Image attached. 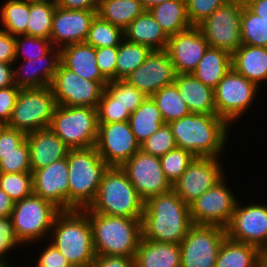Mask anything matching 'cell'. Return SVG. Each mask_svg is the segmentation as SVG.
Returning a JSON list of instances; mask_svg holds the SVG:
<instances>
[{
  "label": "cell",
  "instance_id": "obj_1",
  "mask_svg": "<svg viewBox=\"0 0 267 267\" xmlns=\"http://www.w3.org/2000/svg\"><path fill=\"white\" fill-rule=\"evenodd\" d=\"M192 225L189 205L173 190L144 202L141 219L144 239L180 244Z\"/></svg>",
  "mask_w": 267,
  "mask_h": 267
},
{
  "label": "cell",
  "instance_id": "obj_2",
  "mask_svg": "<svg viewBox=\"0 0 267 267\" xmlns=\"http://www.w3.org/2000/svg\"><path fill=\"white\" fill-rule=\"evenodd\" d=\"M169 126L177 147L194 156L217 158L226 143L228 123L216 114L190 113Z\"/></svg>",
  "mask_w": 267,
  "mask_h": 267
},
{
  "label": "cell",
  "instance_id": "obj_3",
  "mask_svg": "<svg viewBox=\"0 0 267 267\" xmlns=\"http://www.w3.org/2000/svg\"><path fill=\"white\" fill-rule=\"evenodd\" d=\"M96 255L135 257L142 237L141 219L85 212Z\"/></svg>",
  "mask_w": 267,
  "mask_h": 267
},
{
  "label": "cell",
  "instance_id": "obj_4",
  "mask_svg": "<svg viewBox=\"0 0 267 267\" xmlns=\"http://www.w3.org/2000/svg\"><path fill=\"white\" fill-rule=\"evenodd\" d=\"M52 245L71 266L91 267L96 257L89 216L83 210L61 211L52 226Z\"/></svg>",
  "mask_w": 267,
  "mask_h": 267
},
{
  "label": "cell",
  "instance_id": "obj_5",
  "mask_svg": "<svg viewBox=\"0 0 267 267\" xmlns=\"http://www.w3.org/2000/svg\"><path fill=\"white\" fill-rule=\"evenodd\" d=\"M67 157L69 211L88 208L94 201L104 172L108 169L95 146L70 149Z\"/></svg>",
  "mask_w": 267,
  "mask_h": 267
},
{
  "label": "cell",
  "instance_id": "obj_6",
  "mask_svg": "<svg viewBox=\"0 0 267 267\" xmlns=\"http://www.w3.org/2000/svg\"><path fill=\"white\" fill-rule=\"evenodd\" d=\"M83 211L109 216L142 218L144 201L121 167H108L103 174L94 201Z\"/></svg>",
  "mask_w": 267,
  "mask_h": 267
},
{
  "label": "cell",
  "instance_id": "obj_7",
  "mask_svg": "<svg viewBox=\"0 0 267 267\" xmlns=\"http://www.w3.org/2000/svg\"><path fill=\"white\" fill-rule=\"evenodd\" d=\"M49 128L70 149L95 146L98 136L97 108L57 105Z\"/></svg>",
  "mask_w": 267,
  "mask_h": 267
},
{
  "label": "cell",
  "instance_id": "obj_8",
  "mask_svg": "<svg viewBox=\"0 0 267 267\" xmlns=\"http://www.w3.org/2000/svg\"><path fill=\"white\" fill-rule=\"evenodd\" d=\"M56 106L50 86L21 89L6 126L26 134L49 128Z\"/></svg>",
  "mask_w": 267,
  "mask_h": 267
},
{
  "label": "cell",
  "instance_id": "obj_9",
  "mask_svg": "<svg viewBox=\"0 0 267 267\" xmlns=\"http://www.w3.org/2000/svg\"><path fill=\"white\" fill-rule=\"evenodd\" d=\"M61 212L51 202L35 194L16 201L11 213L18 240L26 243L43 237L52 229L56 216Z\"/></svg>",
  "mask_w": 267,
  "mask_h": 267
},
{
  "label": "cell",
  "instance_id": "obj_10",
  "mask_svg": "<svg viewBox=\"0 0 267 267\" xmlns=\"http://www.w3.org/2000/svg\"><path fill=\"white\" fill-rule=\"evenodd\" d=\"M226 229L193 224L181 241V267H215Z\"/></svg>",
  "mask_w": 267,
  "mask_h": 267
},
{
  "label": "cell",
  "instance_id": "obj_11",
  "mask_svg": "<svg viewBox=\"0 0 267 267\" xmlns=\"http://www.w3.org/2000/svg\"><path fill=\"white\" fill-rule=\"evenodd\" d=\"M243 4L229 0L198 25L208 45L233 53L241 44Z\"/></svg>",
  "mask_w": 267,
  "mask_h": 267
},
{
  "label": "cell",
  "instance_id": "obj_12",
  "mask_svg": "<svg viewBox=\"0 0 267 267\" xmlns=\"http://www.w3.org/2000/svg\"><path fill=\"white\" fill-rule=\"evenodd\" d=\"M108 81H91L59 63L50 85L57 105L97 108Z\"/></svg>",
  "mask_w": 267,
  "mask_h": 267
},
{
  "label": "cell",
  "instance_id": "obj_13",
  "mask_svg": "<svg viewBox=\"0 0 267 267\" xmlns=\"http://www.w3.org/2000/svg\"><path fill=\"white\" fill-rule=\"evenodd\" d=\"M257 88L256 84L231 68L214 88L216 115L228 124L237 120L250 106Z\"/></svg>",
  "mask_w": 267,
  "mask_h": 267
},
{
  "label": "cell",
  "instance_id": "obj_14",
  "mask_svg": "<svg viewBox=\"0 0 267 267\" xmlns=\"http://www.w3.org/2000/svg\"><path fill=\"white\" fill-rule=\"evenodd\" d=\"M121 169L144 202L172 190V185L162 169L160 157L139 150L121 166Z\"/></svg>",
  "mask_w": 267,
  "mask_h": 267
},
{
  "label": "cell",
  "instance_id": "obj_15",
  "mask_svg": "<svg viewBox=\"0 0 267 267\" xmlns=\"http://www.w3.org/2000/svg\"><path fill=\"white\" fill-rule=\"evenodd\" d=\"M95 147L109 167H121L140 150L128 121L98 123Z\"/></svg>",
  "mask_w": 267,
  "mask_h": 267
},
{
  "label": "cell",
  "instance_id": "obj_16",
  "mask_svg": "<svg viewBox=\"0 0 267 267\" xmlns=\"http://www.w3.org/2000/svg\"><path fill=\"white\" fill-rule=\"evenodd\" d=\"M235 199L222 179L189 205L192 223L226 228L237 204Z\"/></svg>",
  "mask_w": 267,
  "mask_h": 267
},
{
  "label": "cell",
  "instance_id": "obj_17",
  "mask_svg": "<svg viewBox=\"0 0 267 267\" xmlns=\"http://www.w3.org/2000/svg\"><path fill=\"white\" fill-rule=\"evenodd\" d=\"M222 175L217 158L195 156L182 176L172 185V190L190 205L220 182L224 178Z\"/></svg>",
  "mask_w": 267,
  "mask_h": 267
},
{
  "label": "cell",
  "instance_id": "obj_18",
  "mask_svg": "<svg viewBox=\"0 0 267 267\" xmlns=\"http://www.w3.org/2000/svg\"><path fill=\"white\" fill-rule=\"evenodd\" d=\"M225 229L226 236L232 240L251 244L259 249L267 247V206L252 204L240 208L237 202Z\"/></svg>",
  "mask_w": 267,
  "mask_h": 267
},
{
  "label": "cell",
  "instance_id": "obj_19",
  "mask_svg": "<svg viewBox=\"0 0 267 267\" xmlns=\"http://www.w3.org/2000/svg\"><path fill=\"white\" fill-rule=\"evenodd\" d=\"M175 70L166 50H152L144 63L124 80L151 97L163 86L174 83Z\"/></svg>",
  "mask_w": 267,
  "mask_h": 267
},
{
  "label": "cell",
  "instance_id": "obj_20",
  "mask_svg": "<svg viewBox=\"0 0 267 267\" xmlns=\"http://www.w3.org/2000/svg\"><path fill=\"white\" fill-rule=\"evenodd\" d=\"M33 194L54 204L61 211H69V179L67 157L34 170Z\"/></svg>",
  "mask_w": 267,
  "mask_h": 267
},
{
  "label": "cell",
  "instance_id": "obj_21",
  "mask_svg": "<svg viewBox=\"0 0 267 267\" xmlns=\"http://www.w3.org/2000/svg\"><path fill=\"white\" fill-rule=\"evenodd\" d=\"M209 47L206 38L198 26L190 28L170 36L166 51L173 63L176 74L192 73L204 52Z\"/></svg>",
  "mask_w": 267,
  "mask_h": 267
},
{
  "label": "cell",
  "instance_id": "obj_22",
  "mask_svg": "<svg viewBox=\"0 0 267 267\" xmlns=\"http://www.w3.org/2000/svg\"><path fill=\"white\" fill-rule=\"evenodd\" d=\"M97 10H69L56 6L50 41L60 46L84 43Z\"/></svg>",
  "mask_w": 267,
  "mask_h": 267
},
{
  "label": "cell",
  "instance_id": "obj_23",
  "mask_svg": "<svg viewBox=\"0 0 267 267\" xmlns=\"http://www.w3.org/2000/svg\"><path fill=\"white\" fill-rule=\"evenodd\" d=\"M26 141L30 149L32 172L66 158L70 150L50 128L28 133Z\"/></svg>",
  "mask_w": 267,
  "mask_h": 267
},
{
  "label": "cell",
  "instance_id": "obj_24",
  "mask_svg": "<svg viewBox=\"0 0 267 267\" xmlns=\"http://www.w3.org/2000/svg\"><path fill=\"white\" fill-rule=\"evenodd\" d=\"M174 83L191 113L216 114L214 89L196 79L192 73L176 74Z\"/></svg>",
  "mask_w": 267,
  "mask_h": 267
},
{
  "label": "cell",
  "instance_id": "obj_25",
  "mask_svg": "<svg viewBox=\"0 0 267 267\" xmlns=\"http://www.w3.org/2000/svg\"><path fill=\"white\" fill-rule=\"evenodd\" d=\"M60 63L87 80L107 81L97 66L96 48L85 42L61 47Z\"/></svg>",
  "mask_w": 267,
  "mask_h": 267
},
{
  "label": "cell",
  "instance_id": "obj_26",
  "mask_svg": "<svg viewBox=\"0 0 267 267\" xmlns=\"http://www.w3.org/2000/svg\"><path fill=\"white\" fill-rule=\"evenodd\" d=\"M134 260L135 267H181L180 245L141 237Z\"/></svg>",
  "mask_w": 267,
  "mask_h": 267
},
{
  "label": "cell",
  "instance_id": "obj_27",
  "mask_svg": "<svg viewBox=\"0 0 267 267\" xmlns=\"http://www.w3.org/2000/svg\"><path fill=\"white\" fill-rule=\"evenodd\" d=\"M232 68L259 86V82L267 79V47L241 44L232 53Z\"/></svg>",
  "mask_w": 267,
  "mask_h": 267
},
{
  "label": "cell",
  "instance_id": "obj_28",
  "mask_svg": "<svg viewBox=\"0 0 267 267\" xmlns=\"http://www.w3.org/2000/svg\"><path fill=\"white\" fill-rule=\"evenodd\" d=\"M124 40L141 44L151 50H166L169 37L149 11L136 17L124 30Z\"/></svg>",
  "mask_w": 267,
  "mask_h": 267
},
{
  "label": "cell",
  "instance_id": "obj_29",
  "mask_svg": "<svg viewBox=\"0 0 267 267\" xmlns=\"http://www.w3.org/2000/svg\"><path fill=\"white\" fill-rule=\"evenodd\" d=\"M51 51L52 50H50L44 56L37 58L36 60L32 59V60H26L25 61L26 64L27 63L28 64L24 65V66H26L27 68H30L33 65L35 66L36 63H38V67L40 66L41 68L35 67V68H33L34 70H31V71L29 70L27 72L25 69H23L25 67L22 65L21 68H22L23 74L21 73V70H19V69L18 70L16 69V71L14 70V84L21 89L40 88V87L50 86L52 83V80L54 78V75L57 71V67L60 63V49L58 48L56 50V52L53 53L52 57L49 60L48 56H49V53H51Z\"/></svg>",
  "mask_w": 267,
  "mask_h": 267
},
{
  "label": "cell",
  "instance_id": "obj_30",
  "mask_svg": "<svg viewBox=\"0 0 267 267\" xmlns=\"http://www.w3.org/2000/svg\"><path fill=\"white\" fill-rule=\"evenodd\" d=\"M231 68L232 54L209 46L192 74L206 86L214 89Z\"/></svg>",
  "mask_w": 267,
  "mask_h": 267
},
{
  "label": "cell",
  "instance_id": "obj_31",
  "mask_svg": "<svg viewBox=\"0 0 267 267\" xmlns=\"http://www.w3.org/2000/svg\"><path fill=\"white\" fill-rule=\"evenodd\" d=\"M148 11L168 37L192 26L187 15L186 0H168Z\"/></svg>",
  "mask_w": 267,
  "mask_h": 267
},
{
  "label": "cell",
  "instance_id": "obj_32",
  "mask_svg": "<svg viewBox=\"0 0 267 267\" xmlns=\"http://www.w3.org/2000/svg\"><path fill=\"white\" fill-rule=\"evenodd\" d=\"M129 125L136 140L141 144L165 124L161 112L152 97L143 103L129 116Z\"/></svg>",
  "mask_w": 267,
  "mask_h": 267
},
{
  "label": "cell",
  "instance_id": "obj_33",
  "mask_svg": "<svg viewBox=\"0 0 267 267\" xmlns=\"http://www.w3.org/2000/svg\"><path fill=\"white\" fill-rule=\"evenodd\" d=\"M259 248L225 237L215 267H258Z\"/></svg>",
  "mask_w": 267,
  "mask_h": 267
},
{
  "label": "cell",
  "instance_id": "obj_34",
  "mask_svg": "<svg viewBox=\"0 0 267 267\" xmlns=\"http://www.w3.org/2000/svg\"><path fill=\"white\" fill-rule=\"evenodd\" d=\"M144 11L140 0H100L97 15L125 30Z\"/></svg>",
  "mask_w": 267,
  "mask_h": 267
},
{
  "label": "cell",
  "instance_id": "obj_35",
  "mask_svg": "<svg viewBox=\"0 0 267 267\" xmlns=\"http://www.w3.org/2000/svg\"><path fill=\"white\" fill-rule=\"evenodd\" d=\"M56 6L55 0L29 1L27 35L50 39Z\"/></svg>",
  "mask_w": 267,
  "mask_h": 267
},
{
  "label": "cell",
  "instance_id": "obj_36",
  "mask_svg": "<svg viewBox=\"0 0 267 267\" xmlns=\"http://www.w3.org/2000/svg\"><path fill=\"white\" fill-rule=\"evenodd\" d=\"M151 97L161 112L165 123L169 124L191 113L186 102L180 97L175 83L163 86Z\"/></svg>",
  "mask_w": 267,
  "mask_h": 267
},
{
  "label": "cell",
  "instance_id": "obj_37",
  "mask_svg": "<svg viewBox=\"0 0 267 267\" xmlns=\"http://www.w3.org/2000/svg\"><path fill=\"white\" fill-rule=\"evenodd\" d=\"M152 50L141 44L125 40L118 46L116 59V80L125 79L130 73L141 66Z\"/></svg>",
  "mask_w": 267,
  "mask_h": 267
},
{
  "label": "cell",
  "instance_id": "obj_38",
  "mask_svg": "<svg viewBox=\"0 0 267 267\" xmlns=\"http://www.w3.org/2000/svg\"><path fill=\"white\" fill-rule=\"evenodd\" d=\"M1 18L7 33L13 36L27 35L29 1L8 0L1 9Z\"/></svg>",
  "mask_w": 267,
  "mask_h": 267
},
{
  "label": "cell",
  "instance_id": "obj_39",
  "mask_svg": "<svg viewBox=\"0 0 267 267\" xmlns=\"http://www.w3.org/2000/svg\"><path fill=\"white\" fill-rule=\"evenodd\" d=\"M121 38H125L122 28L102 20L96 15L90 24L85 43L94 48L119 46L123 41Z\"/></svg>",
  "mask_w": 267,
  "mask_h": 267
},
{
  "label": "cell",
  "instance_id": "obj_40",
  "mask_svg": "<svg viewBox=\"0 0 267 267\" xmlns=\"http://www.w3.org/2000/svg\"><path fill=\"white\" fill-rule=\"evenodd\" d=\"M241 41L244 45L267 47V21L245 5L241 15Z\"/></svg>",
  "mask_w": 267,
  "mask_h": 267
},
{
  "label": "cell",
  "instance_id": "obj_41",
  "mask_svg": "<svg viewBox=\"0 0 267 267\" xmlns=\"http://www.w3.org/2000/svg\"><path fill=\"white\" fill-rule=\"evenodd\" d=\"M0 188L13 201H20L33 194V173H2L0 172Z\"/></svg>",
  "mask_w": 267,
  "mask_h": 267
},
{
  "label": "cell",
  "instance_id": "obj_42",
  "mask_svg": "<svg viewBox=\"0 0 267 267\" xmlns=\"http://www.w3.org/2000/svg\"><path fill=\"white\" fill-rule=\"evenodd\" d=\"M105 89L130 113L148 97L124 79L109 81Z\"/></svg>",
  "mask_w": 267,
  "mask_h": 267
},
{
  "label": "cell",
  "instance_id": "obj_43",
  "mask_svg": "<svg viewBox=\"0 0 267 267\" xmlns=\"http://www.w3.org/2000/svg\"><path fill=\"white\" fill-rule=\"evenodd\" d=\"M194 158L190 151L178 147L160 157L162 169L171 185L182 176Z\"/></svg>",
  "mask_w": 267,
  "mask_h": 267
},
{
  "label": "cell",
  "instance_id": "obj_44",
  "mask_svg": "<svg viewBox=\"0 0 267 267\" xmlns=\"http://www.w3.org/2000/svg\"><path fill=\"white\" fill-rule=\"evenodd\" d=\"M177 148L175 138L168 123L140 144V150L146 154L161 157L170 150Z\"/></svg>",
  "mask_w": 267,
  "mask_h": 267
},
{
  "label": "cell",
  "instance_id": "obj_45",
  "mask_svg": "<svg viewBox=\"0 0 267 267\" xmlns=\"http://www.w3.org/2000/svg\"><path fill=\"white\" fill-rule=\"evenodd\" d=\"M130 115L131 113L104 88L97 106L98 123L128 121Z\"/></svg>",
  "mask_w": 267,
  "mask_h": 267
},
{
  "label": "cell",
  "instance_id": "obj_46",
  "mask_svg": "<svg viewBox=\"0 0 267 267\" xmlns=\"http://www.w3.org/2000/svg\"><path fill=\"white\" fill-rule=\"evenodd\" d=\"M0 172H32L30 167V149L26 140L16 148V152L0 155Z\"/></svg>",
  "mask_w": 267,
  "mask_h": 267
},
{
  "label": "cell",
  "instance_id": "obj_47",
  "mask_svg": "<svg viewBox=\"0 0 267 267\" xmlns=\"http://www.w3.org/2000/svg\"><path fill=\"white\" fill-rule=\"evenodd\" d=\"M20 36L23 37L21 38L19 37V35L18 37L15 36V58H16L15 61H17L18 57L20 56L19 54L22 53L25 54L24 57L25 60H32V59L36 60L37 58H40L45 54H47L54 47L52 46L50 39L47 38L34 37L29 35H20ZM28 44L33 47L32 49H34L29 54L25 53L26 51H28L27 49H25V47L28 49L31 48V46H29Z\"/></svg>",
  "mask_w": 267,
  "mask_h": 267
},
{
  "label": "cell",
  "instance_id": "obj_48",
  "mask_svg": "<svg viewBox=\"0 0 267 267\" xmlns=\"http://www.w3.org/2000/svg\"><path fill=\"white\" fill-rule=\"evenodd\" d=\"M229 0H186L187 15L192 26H198Z\"/></svg>",
  "mask_w": 267,
  "mask_h": 267
},
{
  "label": "cell",
  "instance_id": "obj_49",
  "mask_svg": "<svg viewBox=\"0 0 267 267\" xmlns=\"http://www.w3.org/2000/svg\"><path fill=\"white\" fill-rule=\"evenodd\" d=\"M118 46L96 48V61L102 76L109 82L116 80Z\"/></svg>",
  "mask_w": 267,
  "mask_h": 267
},
{
  "label": "cell",
  "instance_id": "obj_50",
  "mask_svg": "<svg viewBox=\"0 0 267 267\" xmlns=\"http://www.w3.org/2000/svg\"><path fill=\"white\" fill-rule=\"evenodd\" d=\"M26 135L23 131L4 125L0 130V155L16 152V148L26 140Z\"/></svg>",
  "mask_w": 267,
  "mask_h": 267
},
{
  "label": "cell",
  "instance_id": "obj_51",
  "mask_svg": "<svg viewBox=\"0 0 267 267\" xmlns=\"http://www.w3.org/2000/svg\"><path fill=\"white\" fill-rule=\"evenodd\" d=\"M21 88L16 85L0 88V122L7 125Z\"/></svg>",
  "mask_w": 267,
  "mask_h": 267
},
{
  "label": "cell",
  "instance_id": "obj_52",
  "mask_svg": "<svg viewBox=\"0 0 267 267\" xmlns=\"http://www.w3.org/2000/svg\"><path fill=\"white\" fill-rule=\"evenodd\" d=\"M18 240L11 217H0V260L3 259V255L13 248L16 244H20Z\"/></svg>",
  "mask_w": 267,
  "mask_h": 267
},
{
  "label": "cell",
  "instance_id": "obj_53",
  "mask_svg": "<svg viewBox=\"0 0 267 267\" xmlns=\"http://www.w3.org/2000/svg\"><path fill=\"white\" fill-rule=\"evenodd\" d=\"M37 267H72L65 256L50 244L40 256Z\"/></svg>",
  "mask_w": 267,
  "mask_h": 267
},
{
  "label": "cell",
  "instance_id": "obj_54",
  "mask_svg": "<svg viewBox=\"0 0 267 267\" xmlns=\"http://www.w3.org/2000/svg\"><path fill=\"white\" fill-rule=\"evenodd\" d=\"M15 60V36L0 29V62L12 64Z\"/></svg>",
  "mask_w": 267,
  "mask_h": 267
},
{
  "label": "cell",
  "instance_id": "obj_55",
  "mask_svg": "<svg viewBox=\"0 0 267 267\" xmlns=\"http://www.w3.org/2000/svg\"><path fill=\"white\" fill-rule=\"evenodd\" d=\"M91 267H135L134 257L96 255Z\"/></svg>",
  "mask_w": 267,
  "mask_h": 267
},
{
  "label": "cell",
  "instance_id": "obj_56",
  "mask_svg": "<svg viewBox=\"0 0 267 267\" xmlns=\"http://www.w3.org/2000/svg\"><path fill=\"white\" fill-rule=\"evenodd\" d=\"M57 6L69 10H97L100 0H55Z\"/></svg>",
  "mask_w": 267,
  "mask_h": 267
},
{
  "label": "cell",
  "instance_id": "obj_57",
  "mask_svg": "<svg viewBox=\"0 0 267 267\" xmlns=\"http://www.w3.org/2000/svg\"><path fill=\"white\" fill-rule=\"evenodd\" d=\"M11 63L0 62V88L13 86L14 84V70Z\"/></svg>",
  "mask_w": 267,
  "mask_h": 267
},
{
  "label": "cell",
  "instance_id": "obj_58",
  "mask_svg": "<svg viewBox=\"0 0 267 267\" xmlns=\"http://www.w3.org/2000/svg\"><path fill=\"white\" fill-rule=\"evenodd\" d=\"M15 201L0 188V217H11Z\"/></svg>",
  "mask_w": 267,
  "mask_h": 267
},
{
  "label": "cell",
  "instance_id": "obj_59",
  "mask_svg": "<svg viewBox=\"0 0 267 267\" xmlns=\"http://www.w3.org/2000/svg\"><path fill=\"white\" fill-rule=\"evenodd\" d=\"M245 6L254 14L267 21V0H250Z\"/></svg>",
  "mask_w": 267,
  "mask_h": 267
},
{
  "label": "cell",
  "instance_id": "obj_60",
  "mask_svg": "<svg viewBox=\"0 0 267 267\" xmlns=\"http://www.w3.org/2000/svg\"><path fill=\"white\" fill-rule=\"evenodd\" d=\"M258 267H267V247L259 249Z\"/></svg>",
  "mask_w": 267,
  "mask_h": 267
},
{
  "label": "cell",
  "instance_id": "obj_61",
  "mask_svg": "<svg viewBox=\"0 0 267 267\" xmlns=\"http://www.w3.org/2000/svg\"><path fill=\"white\" fill-rule=\"evenodd\" d=\"M143 8L148 11L150 8L159 5L160 3H164L168 0H140Z\"/></svg>",
  "mask_w": 267,
  "mask_h": 267
},
{
  "label": "cell",
  "instance_id": "obj_62",
  "mask_svg": "<svg viewBox=\"0 0 267 267\" xmlns=\"http://www.w3.org/2000/svg\"><path fill=\"white\" fill-rule=\"evenodd\" d=\"M234 1H236V2H238V3H241V4H243V5H245L247 2H249L250 0H234Z\"/></svg>",
  "mask_w": 267,
  "mask_h": 267
},
{
  "label": "cell",
  "instance_id": "obj_63",
  "mask_svg": "<svg viewBox=\"0 0 267 267\" xmlns=\"http://www.w3.org/2000/svg\"><path fill=\"white\" fill-rule=\"evenodd\" d=\"M6 261L0 260V267H8Z\"/></svg>",
  "mask_w": 267,
  "mask_h": 267
},
{
  "label": "cell",
  "instance_id": "obj_64",
  "mask_svg": "<svg viewBox=\"0 0 267 267\" xmlns=\"http://www.w3.org/2000/svg\"><path fill=\"white\" fill-rule=\"evenodd\" d=\"M4 127V124L0 122V130Z\"/></svg>",
  "mask_w": 267,
  "mask_h": 267
}]
</instances>
